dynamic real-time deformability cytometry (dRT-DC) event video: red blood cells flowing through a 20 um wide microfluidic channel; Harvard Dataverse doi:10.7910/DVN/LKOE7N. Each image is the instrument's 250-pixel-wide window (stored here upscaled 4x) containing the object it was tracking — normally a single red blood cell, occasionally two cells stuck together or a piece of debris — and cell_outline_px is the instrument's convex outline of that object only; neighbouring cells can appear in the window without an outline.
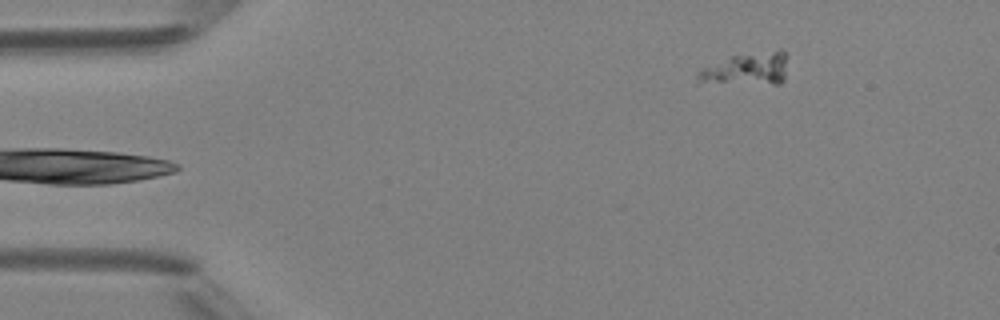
{"species": "Egyptian fruit bat (a non-hibernating species)", "species_latin": "Rousettus aegyptiacus", "temperature_condition": "room temperature", "stored_images_in_passage": 6, "camera_frame_rate_fps": 3000, "um_per_image_px": 0.085, "animal": {"sex": "female"}, "frame": {"image": 1, "passage_image": 6, "time_ms": 5.667, "image_size_px": [1000, 320], "cell_outline_px": [[784, 80], [780, 84], [696, 84], [696, 72], [700, 68], [732, 56], [780, 48], [784, 52]], "centroid_in_image_um": [63.36, 5.9], "position_along_channel_um": 21.6, "area_um2": 17.51}}